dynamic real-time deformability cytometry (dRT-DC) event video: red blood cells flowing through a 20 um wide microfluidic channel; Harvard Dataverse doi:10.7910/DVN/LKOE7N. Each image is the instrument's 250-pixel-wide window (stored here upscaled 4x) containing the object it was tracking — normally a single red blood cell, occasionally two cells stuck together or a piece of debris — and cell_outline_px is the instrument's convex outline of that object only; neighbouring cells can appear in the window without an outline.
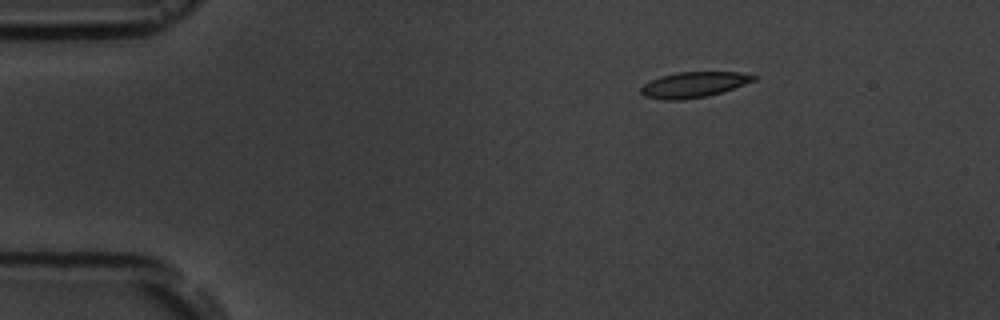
{"species": "common noctule bat (a hibernating species)", "species_latin": "Nyctalus noctula", "temperature_condition": "room temperature", "stored_images_in_passage": 3, "camera_frame_rate_fps": 3000, "um_per_image_px": 0.085, "animal": {"sex": "male", "body_mass_g": 19.5, "forearm_length_mm": 54.6}, "frame": {"image": 1, "passage_image": 1, "time_ms": 0.0, "image_size_px": [1000, 320], "cell_outline_px": [[756, 80], [708, 96], [680, 100], [664, 100], [644, 96], [640, 92], [640, 88], [644, 84], [660, 76], [676, 72], [740, 72], [756, 76]], "centroid_in_image_um": [58.93, 7.19], "position_along_channel_um": 26.1, "area_um2": 16.65}}